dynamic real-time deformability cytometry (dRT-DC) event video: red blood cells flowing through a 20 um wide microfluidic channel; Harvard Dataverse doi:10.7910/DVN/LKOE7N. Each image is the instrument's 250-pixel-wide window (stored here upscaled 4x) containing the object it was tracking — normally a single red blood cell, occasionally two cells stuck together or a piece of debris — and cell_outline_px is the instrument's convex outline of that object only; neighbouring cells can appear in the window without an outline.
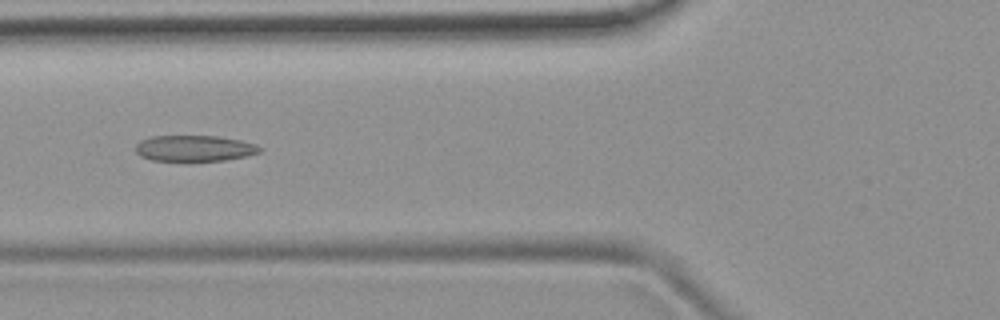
{"species": "common noctule bat (a hibernating species)", "species_latin": "Nyctalus noctula", "temperature_condition": "room temperature", "stored_images_in_passage": 6, "camera_frame_rate_fps": 3000, "um_per_image_px": 0.085, "animal": {"sex": "female", "body_mass_g": 19.9}, "frame": {"image": 1, "passage_image": 3, "time_ms": 2.333, "image_size_px": [1000, 320], "cell_outline_px": [[264, 148], [260, 152], [248, 156], [224, 160], [188, 164], [152, 160], [140, 156], [136, 152], [136, 144], [140, 140], [152, 136], [216, 136], [240, 140], [256, 144]], "centroid_in_image_um": [16.52, 12.65], "position_along_channel_um": 109.3, "area_um2": 19.77}}
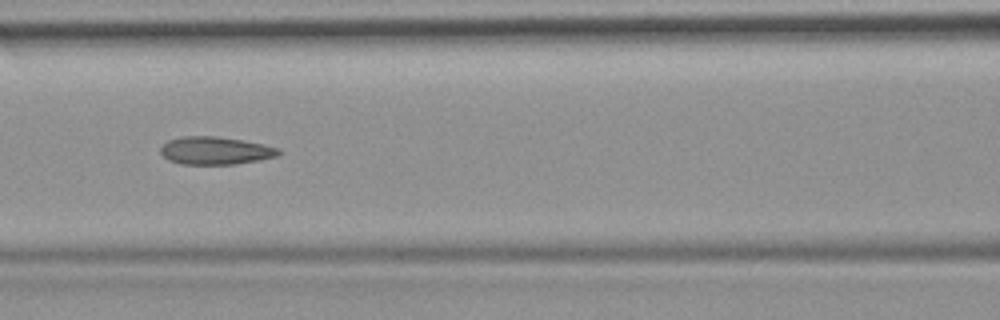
{"frame": {"image": 2, "passage_image": 4, "time_ms": 3.333, "image_size_px": [1000, 320], "cell_outline_px": [[284, 152], [276, 156], [260, 160], [236, 164], [180, 164], [168, 160], [160, 152], [160, 148], [168, 140], [180, 136], [216, 136], [244, 140], [264, 144], [280, 148]], "centroid_in_image_um": [18.34, 12.8], "position_along_channel_um": 148.3, "area_um2": 19.36}}
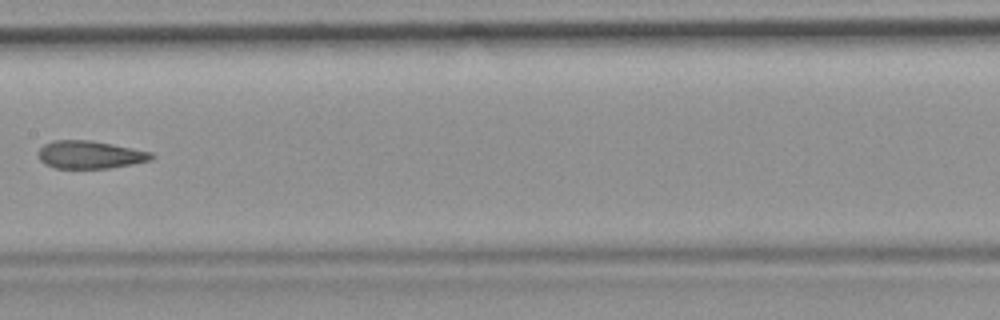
{"frame": {"image": 3, "passage_image": 5, "time_ms": 4.667, "image_size_px": [1000, 320], "cell_outline_px": [[156, 156], [152, 160], [132, 164], [108, 168], [56, 168], [44, 164], [40, 160], [40, 148], [44, 144], [52, 140], [88, 140], [112, 144], [152, 152]], "centroid_in_image_um": [7.67, 13.15], "position_along_channel_um": 199.7, "area_um2": 18.26}}